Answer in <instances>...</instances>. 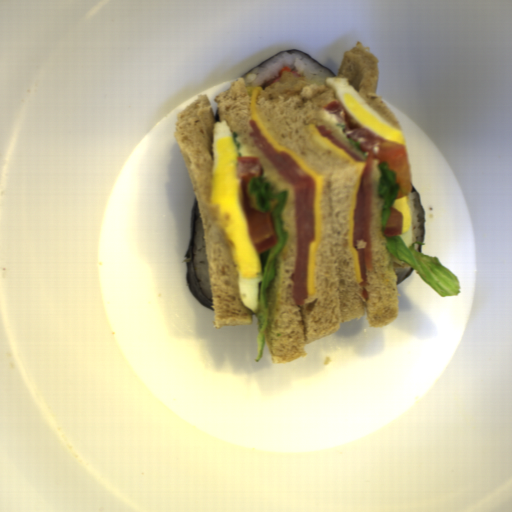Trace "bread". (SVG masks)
<instances>
[{
	"mask_svg": "<svg viewBox=\"0 0 512 512\" xmlns=\"http://www.w3.org/2000/svg\"><path fill=\"white\" fill-rule=\"evenodd\" d=\"M259 88L257 104L263 126L275 141L290 148L314 172L324 176L321 242L315 258L316 292L308 295L303 306H296L294 302L290 279L295 272L296 257L294 190L248 135L252 131L248 124L251 95L253 89ZM213 101L217 104L219 122H226L232 136L237 132L241 156L259 157L261 176L269 182L272 194L287 191L280 219L288 236L277 254L274 277L264 289L268 310L264 341L271 363H291L304 358L307 355L305 345L336 333L341 323L360 320L364 314L368 327L375 329L394 322L401 297L395 268L411 269V266L404 260L399 261L386 248L387 240L381 230L385 200L378 195L380 161L374 158L371 169L372 268L365 270L369 285L364 288L367 290V298H364L349 243V218L359 168L318 142L309 127V124L325 126L331 136L362 158L358 162H366L369 152L363 155L356 147H351L342 127H336V124H345L325 110L332 101H338L335 89L327 84L309 83L305 77L286 70L278 81L264 90L248 87L244 78L238 77L229 90L218 94Z\"/></svg>",
	"mask_w": 512,
	"mask_h": 512,
	"instance_id": "obj_1",
	"label": "bread"
},
{
	"mask_svg": "<svg viewBox=\"0 0 512 512\" xmlns=\"http://www.w3.org/2000/svg\"><path fill=\"white\" fill-rule=\"evenodd\" d=\"M177 113L173 137L187 168L202 221L214 312L213 328L252 325L253 311L243 305L239 275L228 238L217 224L218 205L211 204L214 128L217 123L206 94Z\"/></svg>",
	"mask_w": 512,
	"mask_h": 512,
	"instance_id": "obj_2",
	"label": "bread"
},
{
	"mask_svg": "<svg viewBox=\"0 0 512 512\" xmlns=\"http://www.w3.org/2000/svg\"><path fill=\"white\" fill-rule=\"evenodd\" d=\"M379 60L358 40L357 45L344 52L337 78H347L363 101L385 122L403 133L398 118L389 109L382 95L377 93L379 78Z\"/></svg>",
	"mask_w": 512,
	"mask_h": 512,
	"instance_id": "obj_3",
	"label": "bread"
}]
</instances>
